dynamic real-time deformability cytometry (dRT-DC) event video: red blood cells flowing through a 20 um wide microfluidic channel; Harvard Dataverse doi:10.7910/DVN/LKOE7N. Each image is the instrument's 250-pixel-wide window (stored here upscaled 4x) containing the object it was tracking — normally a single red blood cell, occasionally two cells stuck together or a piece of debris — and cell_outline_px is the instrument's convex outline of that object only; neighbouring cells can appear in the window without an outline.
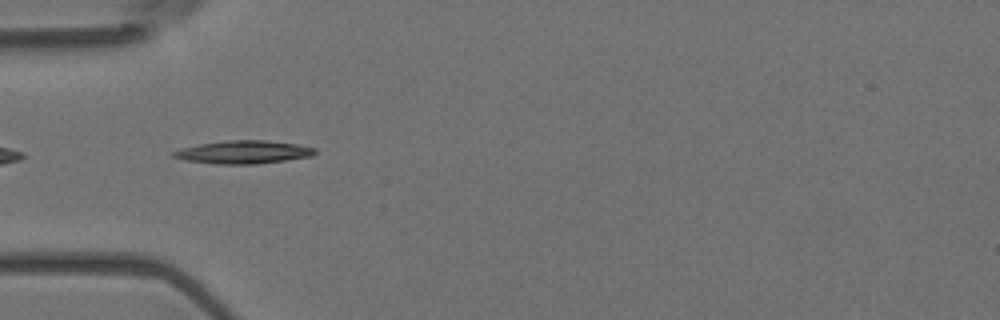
{"species": "Egyptian fruit bat (a non-hibernating species)", "species_latin": "Rousettus aegyptiacus", "temperature_condition": "room temperature", "stored_images_in_passage": 40, "camera_frame_rate_fps": 3000, "um_per_image_px": 0.085, "animal": {"sex": "female"}, "frame": {"image": 1, "passage_image": 2, "time_ms": 0.333, "image_size_px": [1000, 320], "cell_outline_px": [[316, 152], [312, 156], [256, 164], [216, 164], [184, 160], [172, 156], [168, 152], [180, 148], [200, 144], [228, 140], [264, 140], [296, 144], [316, 148]], "centroid_in_image_um": [20.63, 12.93], "position_along_channel_um": 64.4, "area_um2": 19.02}}
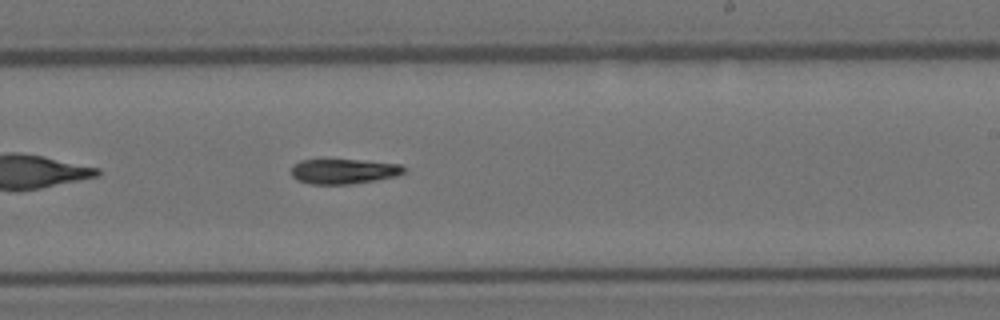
{"frame": {"image": 2, "passage_image": 18, "time_ms": 5.667, "image_size_px": [1000, 320], "cell_outline_px": [[404, 172], [396, 176], [376, 180], [348, 184], [312, 184], [296, 180], [292, 176], [292, 168], [300, 160], [356, 160], [400, 164], [404, 168]], "centroid_in_image_um": [29.2, 14.57], "position_along_channel_um": 259.8, "area_um2": 16.13}}
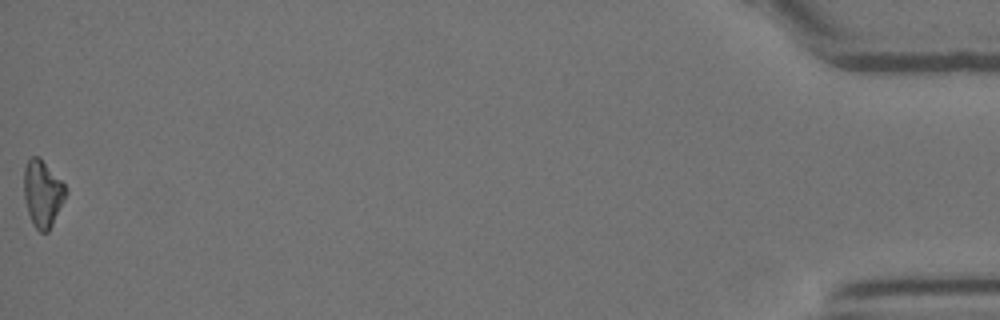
{"frame": {"image": 3, "passage_image": 40, "time_ms": 13.0, "image_size_px": [1000, 320], "cell_outline_px": [[68, 192], [48, 232], [40, 232], [32, 224], [28, 212], [24, 196], [24, 168], [28, 160], [32, 156], [40, 156], [68, 188]], "centroid_in_image_um": [3.63, 16.42], "position_along_channel_um": 431.6, "area_um2": 16.3}}